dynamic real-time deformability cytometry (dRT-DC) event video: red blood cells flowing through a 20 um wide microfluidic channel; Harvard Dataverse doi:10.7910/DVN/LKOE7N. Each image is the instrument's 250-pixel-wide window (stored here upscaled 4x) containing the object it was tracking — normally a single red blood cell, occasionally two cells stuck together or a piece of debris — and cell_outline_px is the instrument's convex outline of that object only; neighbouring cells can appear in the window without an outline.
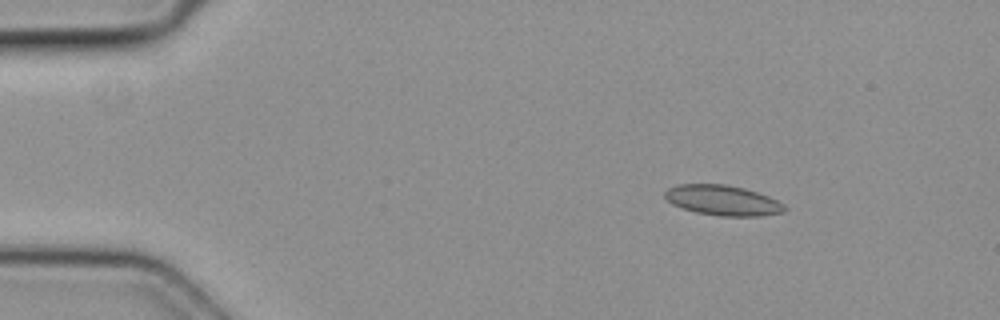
{"species": "common noctule bat (a hibernating species)", "species_latin": "Nyctalus noctula", "temperature_condition": "cold", "stored_images_in_passage": 4, "camera_frame_rate_fps": 3000, "um_per_image_px": 0.085, "animal": {"sex": "female", "body_mass_g": 19.3, "forearm_length_mm": 54.1}, "frame": {"image": 1, "passage_image": 3, "time_ms": 0.667, "image_size_px": [1000, 320], "cell_outline_px": [[788, 208], [784, 212], [760, 216], [720, 216], [696, 212], [672, 204], [664, 196], [664, 192], [668, 188], [676, 184], [724, 184], [744, 188], [768, 196], [784, 204]], "centroid_in_image_um": [61.44, 17.02], "position_along_channel_um": 23.6, "area_um2": 21.04}}